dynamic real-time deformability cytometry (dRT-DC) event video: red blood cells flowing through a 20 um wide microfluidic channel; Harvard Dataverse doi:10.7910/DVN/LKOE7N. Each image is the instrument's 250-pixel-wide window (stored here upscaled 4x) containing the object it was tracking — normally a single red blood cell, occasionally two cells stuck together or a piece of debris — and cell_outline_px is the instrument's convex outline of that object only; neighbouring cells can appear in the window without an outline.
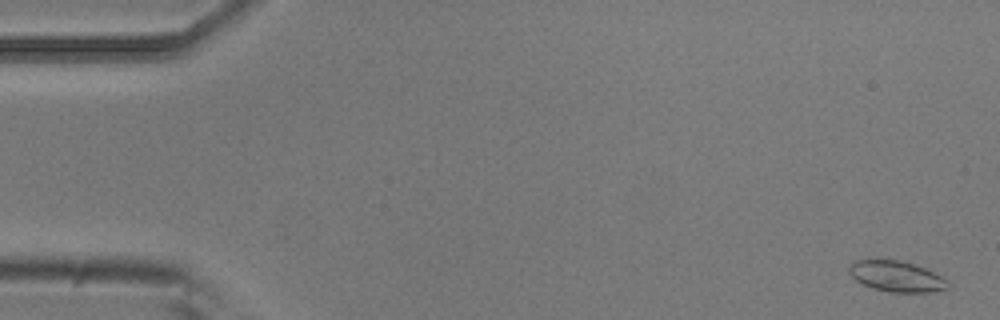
{"species": "common noctule bat (a hibernating species)", "species_latin": "Nyctalus noctula", "temperature_condition": "room temperature", "stored_images_in_passage": 4, "camera_frame_rate_fps": 3000, "um_per_image_px": 0.085, "animal": {"sex": "male", "body_mass_g": 20.5, "forearm_length_mm": 52.5}, "frame": {"image": 1, "passage_image": 4, "time_ms": 1.0, "image_size_px": [1000, 320], "cell_outline_px": [[948, 288], [936, 292], [888, 292], [872, 288], [856, 280], [848, 272], [848, 268], [856, 260], [900, 260], [924, 268], [948, 280]], "centroid_in_image_um": [76.21, 23.5], "position_along_channel_um": 8.8, "area_um2": 17.51}}